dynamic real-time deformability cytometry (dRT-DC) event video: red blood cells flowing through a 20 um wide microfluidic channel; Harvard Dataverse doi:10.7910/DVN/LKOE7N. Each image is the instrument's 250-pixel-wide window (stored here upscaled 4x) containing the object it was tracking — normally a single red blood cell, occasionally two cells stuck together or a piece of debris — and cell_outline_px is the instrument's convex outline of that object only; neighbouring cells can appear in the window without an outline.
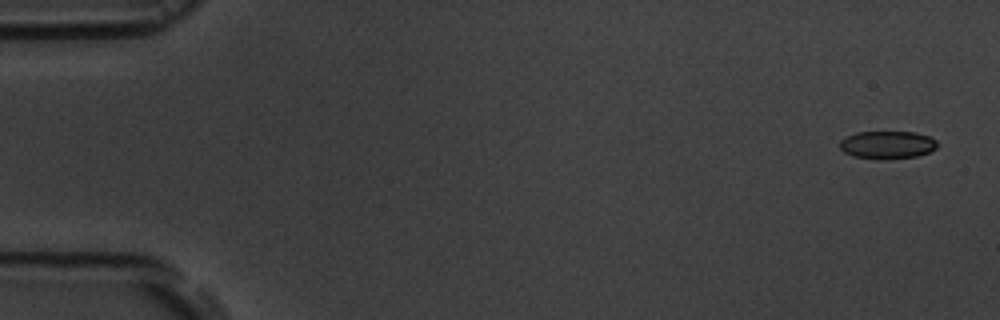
{"species": "common noctule bat (a hibernating species)", "species_latin": "Nyctalus noctula", "temperature_condition": "room temperature", "stored_images_in_passage": 4, "camera_frame_rate_fps": 3000, "um_per_image_px": 0.085, "animal": {"sex": "male", "body_mass_g": 19.5, "forearm_length_mm": 54.6}, "frame": {"image": 1, "passage_image": 1, "time_ms": 0.0, "image_size_px": [1000, 320], "cell_outline_px": [[936, 148], [928, 152], [916, 156], [852, 156], [844, 152], [840, 148], [840, 140], [844, 136], [856, 132], [916, 132], [928, 136], [936, 140]], "centroid_in_image_um": [75.39, 12.24], "position_along_channel_um": 9.6, "area_um2": 14.97}}